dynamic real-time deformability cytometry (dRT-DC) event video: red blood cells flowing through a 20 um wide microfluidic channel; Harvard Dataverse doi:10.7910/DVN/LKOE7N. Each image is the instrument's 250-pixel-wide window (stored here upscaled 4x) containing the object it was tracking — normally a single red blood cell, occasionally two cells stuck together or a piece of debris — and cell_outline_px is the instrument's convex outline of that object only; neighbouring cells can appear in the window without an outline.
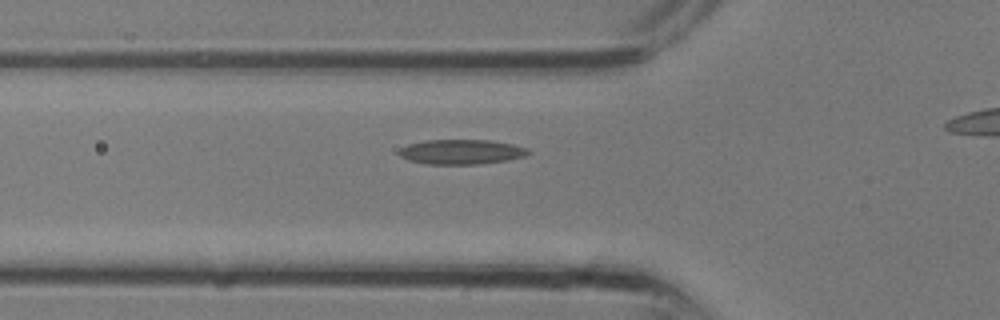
{"species": "common noctule bat (a hibernating species)", "species_latin": "Nyctalus noctula", "temperature_condition": "room temperature", "stored_images_in_passage": 14, "camera_frame_rate_fps": 3000, "um_per_image_px": 0.085, "animal": {"sex": "male", "body_mass_g": 13.3}, "frame": {"image": 1, "passage_image": 8, "time_ms": 2.333, "image_size_px": [1000, 320], "cell_outline_px": [[532, 152], [524, 156], [508, 160], [480, 164], [424, 164], [408, 160], [400, 156], [400, 148], [408, 144], [424, 140], [488, 140], [512, 144], [528, 148]], "centroid_in_image_um": [39.22, 12.91], "position_along_channel_um": 86.6, "area_um2": 18.73}}
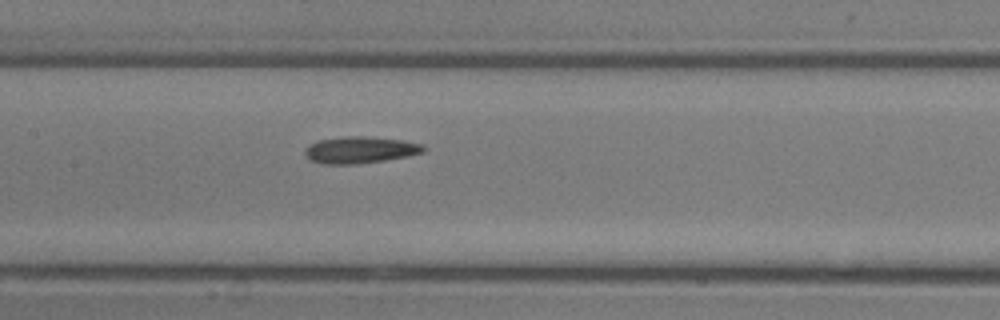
{"frame": {"image": 2, "passage_image": 12, "time_ms": 3.667, "image_size_px": [1000, 320], "cell_outline_px": [[428, 148], [424, 152], [408, 156], [384, 160], [356, 164], [320, 164], [308, 160], [304, 156], [304, 148], [308, 144], [316, 140], [344, 136], [364, 136], [404, 140], [424, 144]], "centroid_in_image_um": [30.57, 12.74], "position_along_channel_um": 176.8, "area_um2": 18.96}}
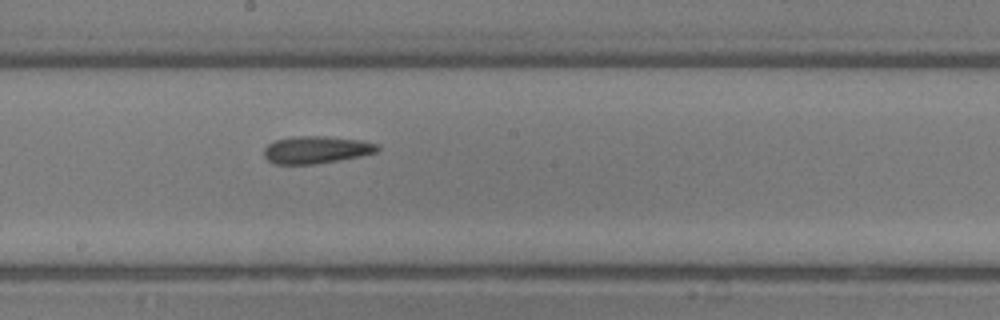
{"frame": {"image": 3, "passage_image": 14, "time_ms": 4.333, "image_size_px": [1000, 320], "cell_outline_px": [[380, 148], [376, 152], [360, 156], [316, 164], [276, 164], [268, 160], [264, 156], [264, 148], [268, 144], [276, 140], [296, 136], [328, 136], [364, 140], [380, 144]], "centroid_in_image_um": [26.92, 12.72], "position_along_channel_um": 221.3, "area_um2": 18.21}}